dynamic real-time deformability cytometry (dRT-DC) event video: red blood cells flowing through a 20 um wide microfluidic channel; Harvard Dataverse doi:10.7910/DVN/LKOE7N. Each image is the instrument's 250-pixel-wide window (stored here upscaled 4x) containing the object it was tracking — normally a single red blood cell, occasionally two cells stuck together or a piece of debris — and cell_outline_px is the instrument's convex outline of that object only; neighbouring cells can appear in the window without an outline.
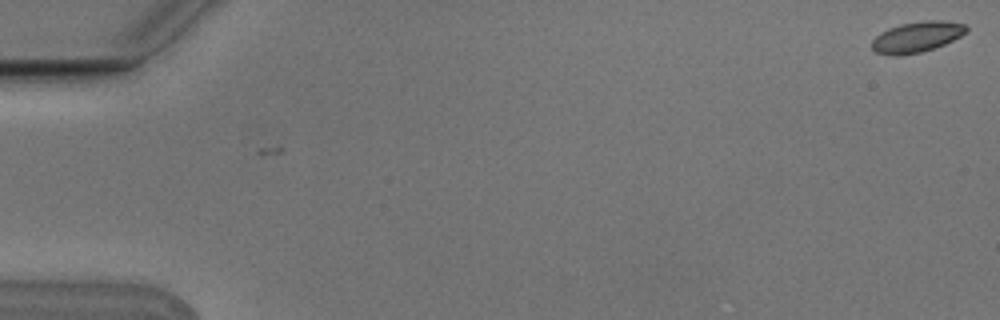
{"species": "Egyptian fruit bat (a non-hibernating species)", "species_latin": "Rousettus aegyptiacus", "temperature_condition": "cold", "stored_images_in_passage": 7, "camera_frame_rate_fps": 3000, "um_per_image_px": 0.085, "animal": {"sex": "male"}, "frame": {"image": 1, "passage_image": 1, "time_ms": 0.0, "image_size_px": [1000, 320], "cell_outline_px": [[968, 32], [944, 44], [920, 52], [900, 56], [892, 56], [876, 52], [872, 48], [872, 40], [880, 32], [888, 28], [900, 24], [924, 20], [944, 20], [964, 24], [968, 28]], "centroid_in_image_um": [77.92, 3.13], "position_along_channel_um": 7.1, "area_um2": 16.94}}